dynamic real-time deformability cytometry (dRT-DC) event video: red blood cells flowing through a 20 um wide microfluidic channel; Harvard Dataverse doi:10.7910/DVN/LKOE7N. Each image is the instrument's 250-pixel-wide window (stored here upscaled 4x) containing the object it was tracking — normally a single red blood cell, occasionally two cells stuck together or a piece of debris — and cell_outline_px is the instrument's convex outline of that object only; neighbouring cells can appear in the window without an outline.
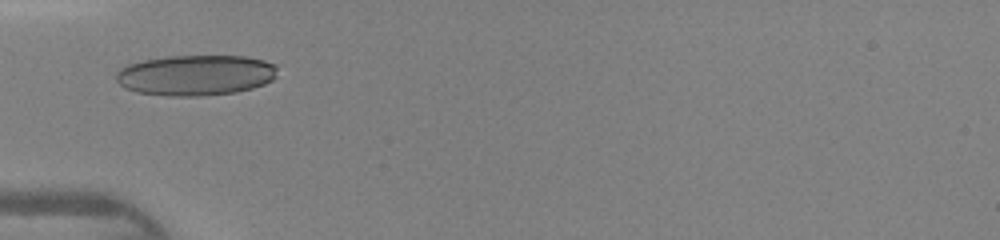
{"species": "human", "species_latin": "Homo sapiens", "temperature_condition": "warm", "stored_images_in_passage": 31, "camera_frame_rate_fps": 3000, "um_per_image_px": 0.085, "donor": {"sex": "female"}, "frame": {"image": 1, "passage_image": 1, "time_ms": 0.0, "image_size_px": [1000, 240], "cell_outline_px": [[276, 76], [272, 80], [264, 84], [252, 88], [236, 92], [204, 96], [172, 96], [136, 92], [124, 88], [116, 80], [116, 72], [120, 68], [128, 64], [144, 60], [172, 56], [244, 56], [264, 60], [276, 64]], "centroid_in_image_um": [16.63, 6.39], "position_along_channel_um": 68.4, "area_um2": 38.26}}
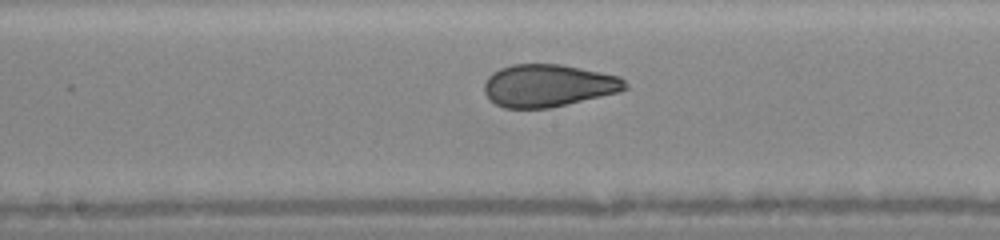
{"frame": {"image": 2, "passage_image": 10, "time_ms": 3.0, "image_size_px": [1000, 240], "cell_outline_px": [[628, 88], [620, 92], [568, 104], [548, 108], [504, 108], [496, 104], [484, 92], [484, 84], [488, 76], [492, 72], [500, 68], [512, 64], [560, 64], [620, 76], [628, 84]], "centroid_in_image_um": [46.61, 7.27], "position_along_channel_um": 201.6, "area_um2": 34.91}}
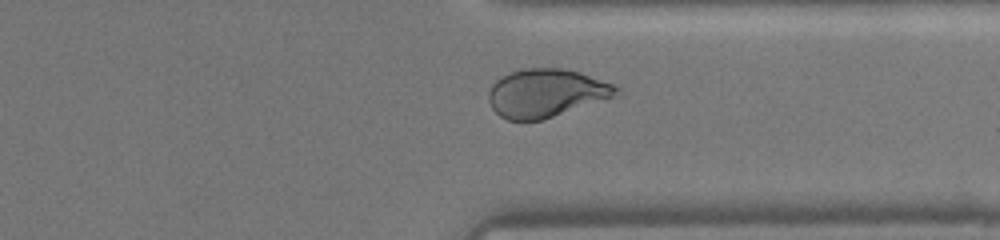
{"frame": {"image": 3, "passage_image": 21, "time_ms": 6.667, "image_size_px": [1000, 240], "cell_outline_px": [[620, 96], [544, 120], [508, 120], [500, 116], [492, 108], [488, 100], [488, 92], [492, 84], [496, 80], [512, 72], [524, 68], [560, 68], [580, 72], [616, 84], [620, 88]], "centroid_in_image_um": [46.5, 7.92], "position_along_channel_um": 364.9, "area_um2": 36.47}}